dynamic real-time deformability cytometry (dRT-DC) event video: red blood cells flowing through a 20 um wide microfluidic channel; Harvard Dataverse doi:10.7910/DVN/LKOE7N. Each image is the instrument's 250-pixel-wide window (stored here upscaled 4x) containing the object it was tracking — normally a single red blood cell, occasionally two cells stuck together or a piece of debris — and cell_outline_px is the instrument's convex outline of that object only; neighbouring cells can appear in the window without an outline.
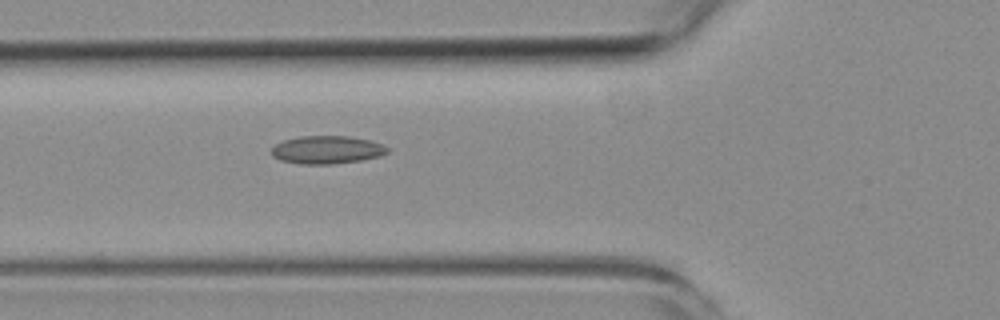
{"species": "common noctule bat (a hibernating species)", "species_latin": "Nyctalus noctula", "temperature_condition": "room temperature", "stored_images_in_passage": 6, "camera_frame_rate_fps": 3000, "um_per_image_px": 0.085, "animal": {"sex": "female", "body_mass_g": 19.3, "forearm_length_mm": 54.1}, "frame": {"image": 1, "passage_image": 6, "time_ms": 5.667, "image_size_px": [1000, 320], "cell_outline_px": [[388, 152], [380, 156], [360, 160], [332, 164], [300, 164], [280, 160], [272, 156], [272, 148], [276, 144], [284, 140], [300, 136], [348, 136], [372, 140], [384, 144], [388, 148]], "centroid_in_image_um": [27.81, 12.73], "position_along_channel_um": 98.0, "area_um2": 18.96}}